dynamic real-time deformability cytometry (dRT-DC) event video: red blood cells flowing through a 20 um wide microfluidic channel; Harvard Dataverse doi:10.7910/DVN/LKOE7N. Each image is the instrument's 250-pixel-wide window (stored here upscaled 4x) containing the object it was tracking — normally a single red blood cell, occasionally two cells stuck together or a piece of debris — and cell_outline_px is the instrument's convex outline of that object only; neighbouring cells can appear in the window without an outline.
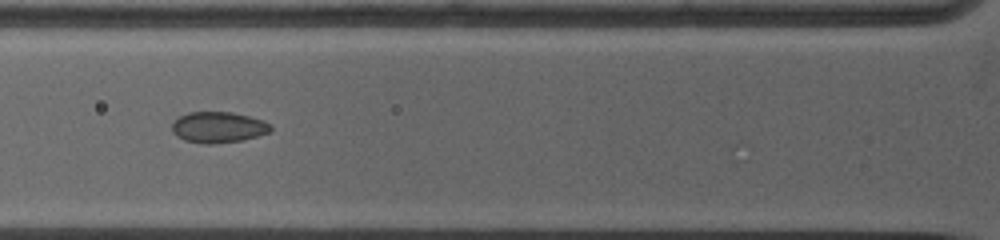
{"species": "common noctule bat (a hibernating species)", "species_latin": "Nyctalus noctula", "temperature_condition": "warm", "stored_images_in_passage": 12, "camera_frame_rate_fps": 5000, "um_per_image_px": 0.085, "animal": {"sex": "female", "body_mass_g": 19.0, "forearm_length_mm": 53.3}, "frame": {"image": 1, "passage_image": 6, "time_ms": 2.2, "image_size_px": [1000, 240], "cell_outline_px": [[272, 128], [268, 132], [256, 136], [240, 140], [212, 144], [208, 144], [184, 140], [172, 128], [172, 124], [180, 116], [188, 112], [232, 112], [248, 116], [260, 120], [268, 124]], "centroid_in_image_um": [18.54, 10.81], "position_along_channel_um": 107.3, "area_um2": 17.22}}